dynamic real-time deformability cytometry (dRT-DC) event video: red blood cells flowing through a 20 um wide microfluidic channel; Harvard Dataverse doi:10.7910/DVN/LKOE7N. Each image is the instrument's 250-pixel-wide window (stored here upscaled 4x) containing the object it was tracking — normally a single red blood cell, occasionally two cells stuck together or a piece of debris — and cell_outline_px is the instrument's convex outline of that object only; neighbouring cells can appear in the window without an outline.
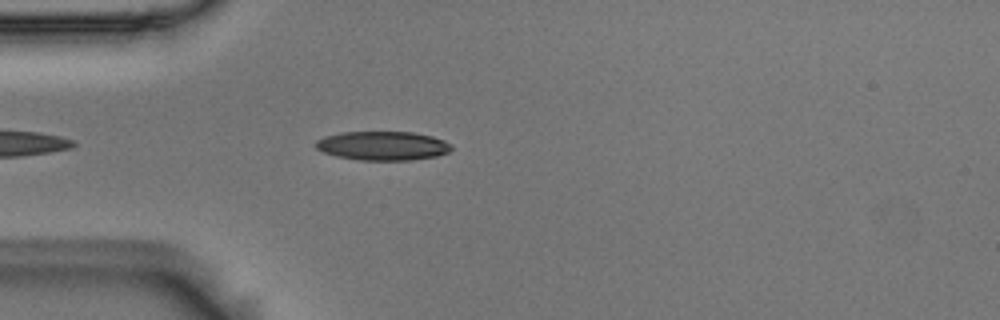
{"species": "Egyptian fruit bat (a non-hibernating species)", "species_latin": "Rousettus aegyptiacus", "temperature_condition": "room temperature", "stored_images_in_passage": 28, "camera_frame_rate_fps": 3000, "um_per_image_px": 0.085, "animal": {"sex": "male"}, "frame": {"image": 1, "passage_image": 4, "time_ms": 1.0, "image_size_px": [1000, 320], "cell_outline_px": [[452, 148], [448, 152], [436, 156], [412, 160], [360, 160], [336, 156], [324, 152], [316, 148], [316, 140], [324, 136], [340, 132], [412, 132], [432, 136], [444, 140], [452, 144]], "centroid_in_image_um": [32.54, 12.39], "position_along_channel_um": 52.5, "area_um2": 22.95}}
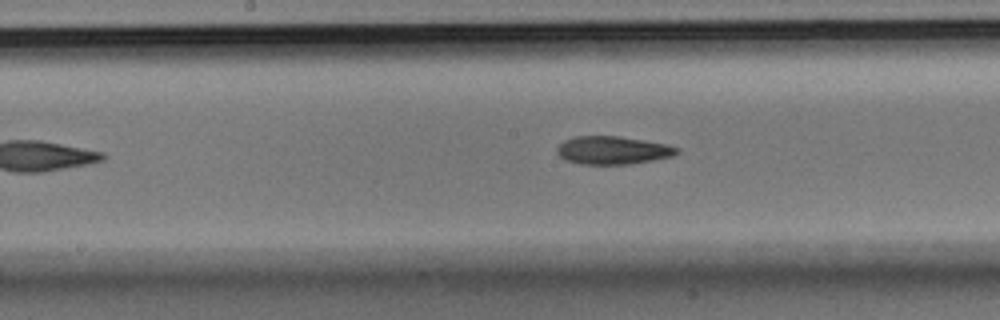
{"frame": {"image": 2, "passage_image": 13, "time_ms": 4.0, "image_size_px": [1000, 320], "cell_outline_px": [[680, 152], [672, 156], [652, 160], [628, 164], [580, 164], [568, 160], [560, 156], [556, 152], [556, 148], [564, 140], [576, 136], [620, 136], [668, 144], [680, 148]], "centroid_in_image_um": [52.11, 12.76], "position_along_channel_um": 196.1, "area_um2": 19.59}}
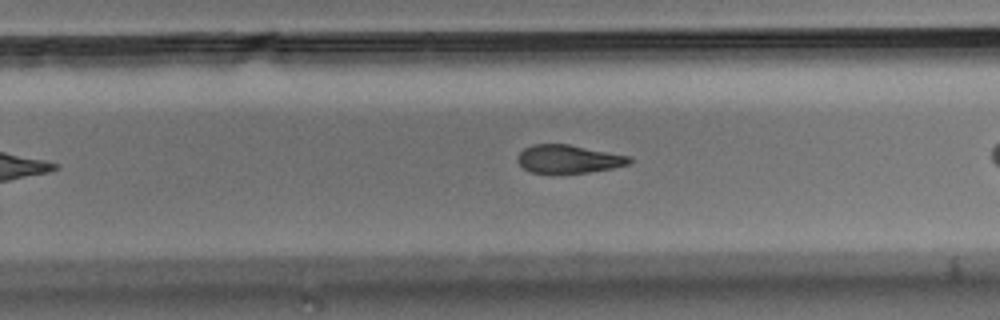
{"frame": {"image": 3, "passage_image": 20, "time_ms": 6.333, "image_size_px": [1000, 320], "cell_outline_px": [[632, 160], [628, 164], [612, 168], [588, 172], [532, 172], [524, 168], [516, 160], [516, 156], [524, 148], [532, 144], [568, 144], [628, 156]], "centroid_in_image_um": [48.28, 13.5], "position_along_channel_um": 281.5, "area_um2": 17.98}}